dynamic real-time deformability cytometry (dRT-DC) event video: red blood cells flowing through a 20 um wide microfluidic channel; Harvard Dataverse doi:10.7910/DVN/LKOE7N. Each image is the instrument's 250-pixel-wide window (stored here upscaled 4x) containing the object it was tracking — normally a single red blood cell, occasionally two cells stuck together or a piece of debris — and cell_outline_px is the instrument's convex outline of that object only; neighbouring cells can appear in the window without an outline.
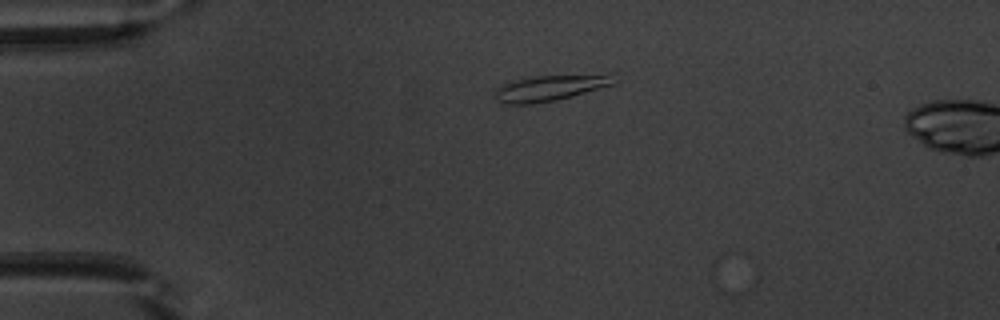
{"species": "common noctule bat (a hibernating species)", "species_latin": "Nyctalus noctula", "temperature_condition": "warm", "stored_images_in_passage": 5, "camera_frame_rate_fps": 3000, "um_per_image_px": 0.085, "animal": {"sex": "male", "body_mass_g": 20.1, "forearm_length_mm": 53.5}, "frame": {"image": 1, "passage_image": 3, "time_ms": 0.667, "image_size_px": [1000, 320], "cell_outline_px": [[616, 84], [572, 96], [556, 100], [532, 104], [504, 104], [496, 100], [496, 88], [504, 84], [532, 76], [608, 76]], "centroid_in_image_um": [46.63, 7.52], "position_along_channel_um": 38.4, "area_um2": 17.05}}